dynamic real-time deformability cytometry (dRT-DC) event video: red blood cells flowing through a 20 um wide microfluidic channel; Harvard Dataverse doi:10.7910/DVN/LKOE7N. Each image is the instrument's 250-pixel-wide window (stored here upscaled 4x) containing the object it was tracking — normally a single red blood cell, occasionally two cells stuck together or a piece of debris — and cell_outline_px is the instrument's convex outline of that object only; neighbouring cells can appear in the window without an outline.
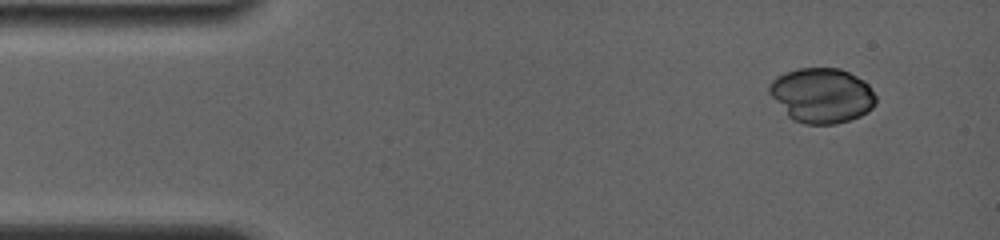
{"species": "common noctule bat (a hibernating species)", "species_latin": "Nyctalus noctula", "temperature_condition": "room temperature", "stored_images_in_passage": 5, "camera_frame_rate_fps": 4000, "um_per_image_px": 0.085, "animal": {"sex": "female", "body_mass_g": 19.0, "forearm_length_mm": 56.7}, "frame": {"image": 1, "passage_image": 2, "time_ms": 1.0, "image_size_px": [1000, 240], "cell_outline_px": [[876, 104], [868, 112], [860, 116], [836, 124], [804, 124], [792, 120], [788, 116], [768, 92], [768, 84], [776, 76], [784, 72], [800, 68], [840, 68], [864, 80], [868, 84], [876, 96]], "centroid_in_image_um": [69.85, 8.11], "position_along_channel_um": 15.2, "area_um2": 34.28}}